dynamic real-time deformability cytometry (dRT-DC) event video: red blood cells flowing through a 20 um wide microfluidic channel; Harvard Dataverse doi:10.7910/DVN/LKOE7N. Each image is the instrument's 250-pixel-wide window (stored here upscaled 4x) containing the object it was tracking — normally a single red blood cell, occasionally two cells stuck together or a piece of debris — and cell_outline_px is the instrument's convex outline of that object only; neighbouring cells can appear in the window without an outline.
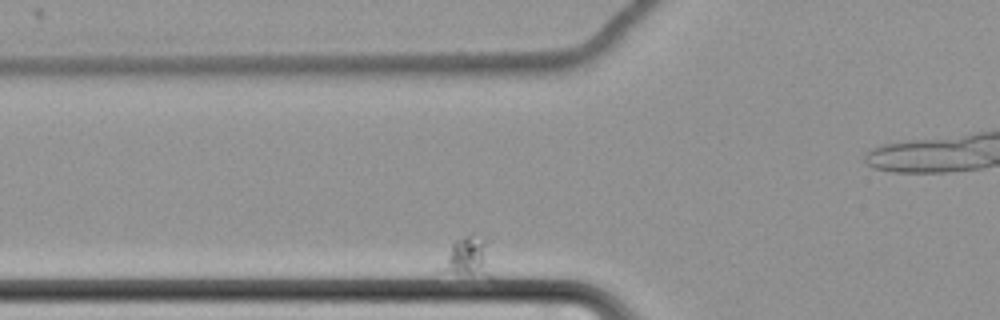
{"species": "common noctule bat (a hibernating species)", "species_latin": "Nyctalus noctula", "temperature_condition": "cold", "stored_images_in_passage": 57, "camera_frame_rate_fps": 3000, "um_per_image_px": 0.085, "animal": {"sex": "female", "body_mass_g": 22.7, "forearm_length_mm": 54.2}, "frame": {"image": 1, "passage_image": 17, "time_ms": 5.333, "image_size_px": [1000, 320], "cell_outline_px": [[492, 276], [488, 276], [456, 272], [444, 268], [452, 244], [456, 240], [468, 236], [492, 240]], "centroid_in_image_um": [40.03, 21.8], "position_along_channel_um": 85.8, "area_um2": 11.04}}
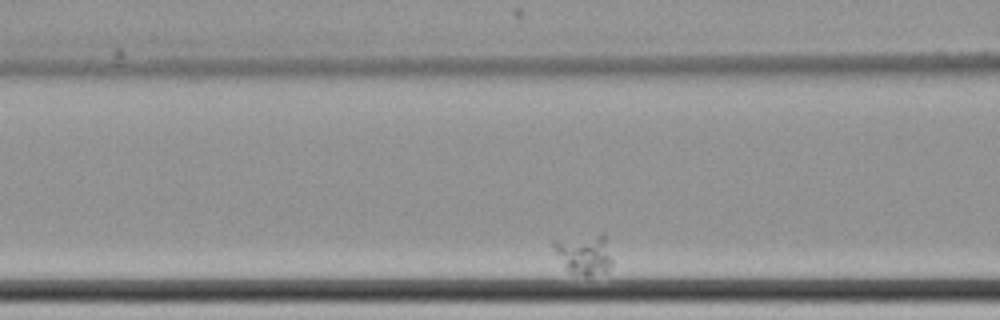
{"frame": {"image": 2, "passage_image": 21, "time_ms": 6.667, "image_size_px": [1000, 320], "cell_outline_px": [[612, 264], [604, 272], [588, 276], [584, 276], [568, 272], [564, 268], [552, 248], [552, 240], [604, 232], [612, 260]], "centroid_in_image_um": [49.62, 21.59], "position_along_channel_um": 117.0, "area_um2": 14.1}}
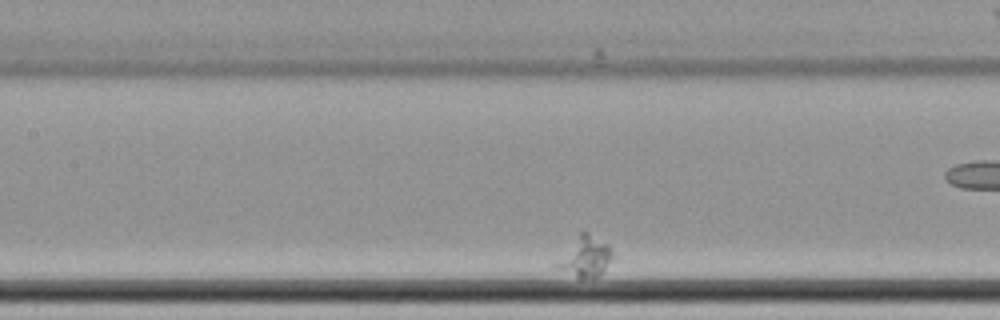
{"frame": {"image": 3, "passage_image": 26, "time_ms": 8.333, "image_size_px": [1000, 320], "cell_outline_px": [[612, 256], [604, 268], [596, 276], [576, 276], [556, 268], [552, 264], [580, 228], [584, 228], [608, 244], [612, 252]], "centroid_in_image_um": [49.64, 21.69], "position_along_channel_um": 157.8, "area_um2": 13.29}}